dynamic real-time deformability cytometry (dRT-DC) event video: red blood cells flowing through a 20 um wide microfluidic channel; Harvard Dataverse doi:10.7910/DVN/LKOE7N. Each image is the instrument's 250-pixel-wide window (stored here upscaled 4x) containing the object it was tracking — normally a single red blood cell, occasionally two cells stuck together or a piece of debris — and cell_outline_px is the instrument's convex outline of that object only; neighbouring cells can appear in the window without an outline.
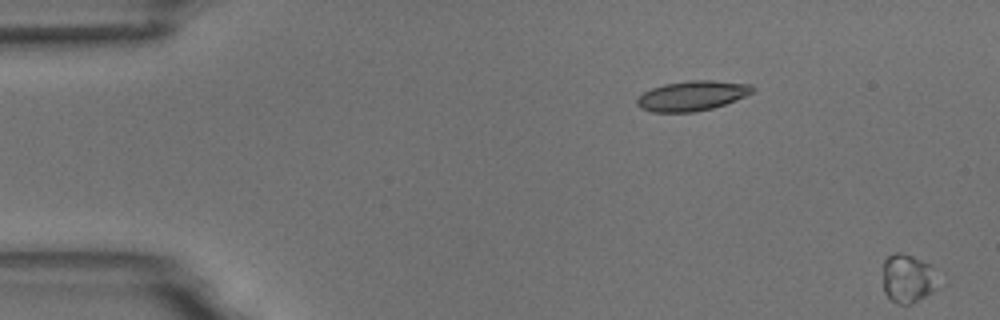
{"species": "common noctule bat (a hibernating species)", "species_latin": "Nyctalus noctula", "temperature_condition": "room temperature", "stored_images_in_passage": 2, "camera_frame_rate_fps": 3000, "um_per_image_px": 0.085, "animal": {"sex": "male", "body_mass_g": 18.8}, "frame": {"image": 1, "passage_image": 2, "time_ms": 2.0, "image_size_px": [1000, 320], "cell_outline_px": [[936, 288], [932, 292], [908, 304], [900, 304], [892, 300], [884, 292], [884, 260], [888, 256], [896, 252], [900, 252], [912, 256], [928, 264]], "centroid_in_image_um": [77.08, 23.66], "position_along_channel_um": 7.9, "area_um2": 14.74}}